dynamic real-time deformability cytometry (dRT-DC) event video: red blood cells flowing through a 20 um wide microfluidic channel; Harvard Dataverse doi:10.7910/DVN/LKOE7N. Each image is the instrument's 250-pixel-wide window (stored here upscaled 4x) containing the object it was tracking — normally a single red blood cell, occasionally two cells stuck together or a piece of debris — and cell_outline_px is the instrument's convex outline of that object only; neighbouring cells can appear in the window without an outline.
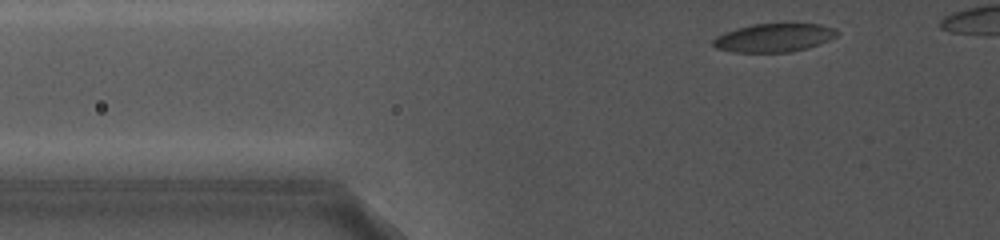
{"species": "common noctule bat (a hibernating species)", "species_latin": "Nyctalus noctula", "temperature_condition": "cold", "stored_images_in_passage": 29, "camera_frame_rate_fps": 5000, "um_per_image_px": 0.085, "animal": {"sex": "female", "body_mass_g": 19.0, "forearm_length_mm": 56.7}, "frame": {"image": 1, "passage_image": 2, "time_ms": 0.4, "image_size_px": [1000, 240], "cell_outline_px": [[840, 32], [836, 36], [820, 44], [808, 48], [792, 52], [732, 52], [716, 48], [712, 44], [712, 40], [716, 36], [724, 32], [736, 28], [752, 24], [792, 20], [820, 24], [836, 28]], "centroid_in_image_um": [65.84, 3.15], "position_along_channel_um": 60.0, "area_um2": 21.68}}
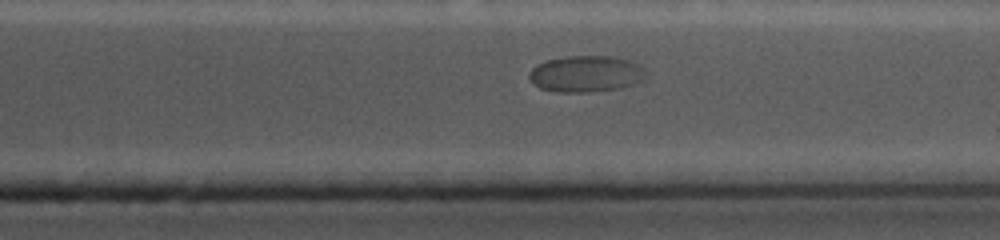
{"frame": {"image": 2, "passage_image": 25, "time_ms": 9.8, "image_size_px": [1000, 240], "cell_outline_px": [[648, 80], [616, 88], [588, 92], [560, 92], [540, 88], [528, 76], [528, 72], [536, 64], [548, 60], [572, 56], [608, 56], [628, 60], [644, 68], [648, 72]], "centroid_in_image_um": [49.85, 6.28], "position_along_channel_um": 361.6, "area_um2": 24.62}}
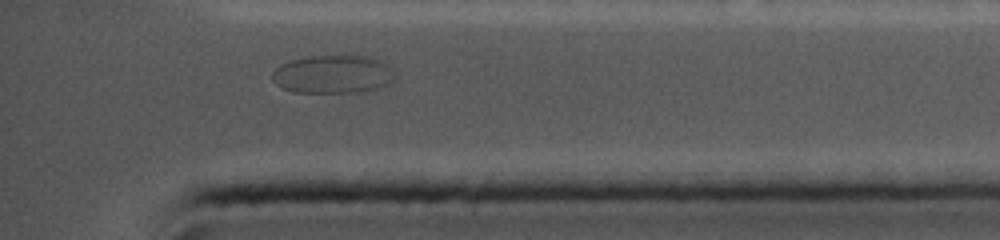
{"frame": {"image": 3, "passage_image": 28, "time_ms": 11.0, "image_size_px": [1000, 240], "cell_outline_px": [[396, 76], [388, 84], [376, 88], [352, 92], [292, 92], [280, 88], [272, 80], [272, 72], [280, 64], [292, 60], [312, 56], [368, 56], [380, 60], [392, 68]], "centroid_in_image_um": [28.27, 6.31], "position_along_channel_um": 406.9, "area_um2": 27.22}, "authors_computed_cell_mechanics": {"area_um2": 22.542, "velocity_mm_per_s": 3.6943, "shape_relaxation_time_tau1_ms": 5.3274, "shape_relaxation_time_tau2_ms": null, "deformation_change_tau1": 0.0859, "deformation_change_tau2": null}}